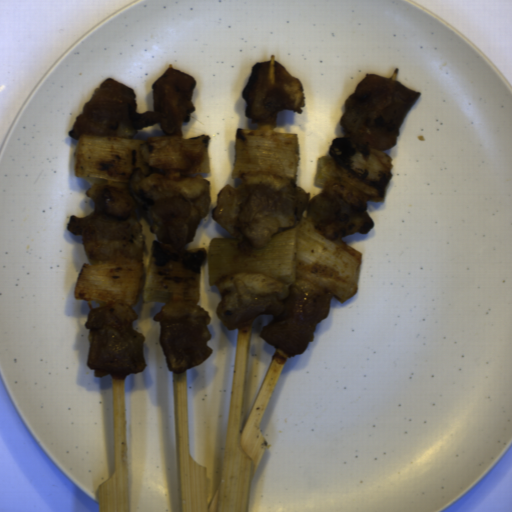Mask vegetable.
<instances>
[{
  "label": "vegetable",
  "instance_id": "2",
  "mask_svg": "<svg viewBox=\"0 0 512 512\" xmlns=\"http://www.w3.org/2000/svg\"><path fill=\"white\" fill-rule=\"evenodd\" d=\"M207 262V249L187 244H165L151 240V255L143 260L110 258L82 264L74 298L85 301L136 304L145 302L188 301L197 303L201 294V269Z\"/></svg>",
  "mask_w": 512,
  "mask_h": 512
},
{
  "label": "vegetable",
  "instance_id": "5",
  "mask_svg": "<svg viewBox=\"0 0 512 512\" xmlns=\"http://www.w3.org/2000/svg\"><path fill=\"white\" fill-rule=\"evenodd\" d=\"M299 163L296 133L236 130L232 178L267 176L295 179Z\"/></svg>",
  "mask_w": 512,
  "mask_h": 512
},
{
  "label": "vegetable",
  "instance_id": "4",
  "mask_svg": "<svg viewBox=\"0 0 512 512\" xmlns=\"http://www.w3.org/2000/svg\"><path fill=\"white\" fill-rule=\"evenodd\" d=\"M393 171V160L378 149L349 137H335L327 155L318 159L314 182L324 188L329 181L347 184L371 201L383 202Z\"/></svg>",
  "mask_w": 512,
  "mask_h": 512
},
{
  "label": "vegetable",
  "instance_id": "3",
  "mask_svg": "<svg viewBox=\"0 0 512 512\" xmlns=\"http://www.w3.org/2000/svg\"><path fill=\"white\" fill-rule=\"evenodd\" d=\"M211 137L157 136L147 139L83 135L77 138L73 171L91 186L131 181L136 169L143 176L210 173Z\"/></svg>",
  "mask_w": 512,
  "mask_h": 512
},
{
  "label": "vegetable",
  "instance_id": "1",
  "mask_svg": "<svg viewBox=\"0 0 512 512\" xmlns=\"http://www.w3.org/2000/svg\"><path fill=\"white\" fill-rule=\"evenodd\" d=\"M362 253L341 238L329 240L307 220L271 238L261 249L234 237H216L208 248V285L237 274H261L284 284L303 280L345 303L358 293Z\"/></svg>",
  "mask_w": 512,
  "mask_h": 512
}]
</instances>
